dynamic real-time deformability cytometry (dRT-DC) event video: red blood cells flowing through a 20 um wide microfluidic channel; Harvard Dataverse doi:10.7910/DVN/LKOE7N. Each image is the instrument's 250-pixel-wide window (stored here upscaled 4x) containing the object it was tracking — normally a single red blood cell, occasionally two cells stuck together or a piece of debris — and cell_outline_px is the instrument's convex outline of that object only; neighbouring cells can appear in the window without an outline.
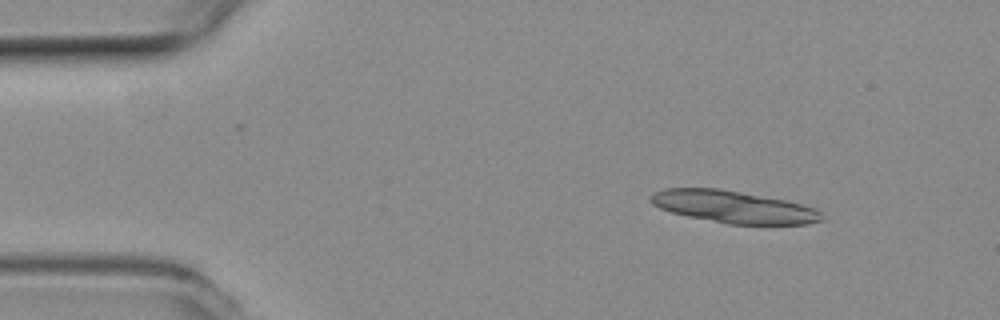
{"species": "common noctule bat (a hibernating species)", "species_latin": "Nyctalus noctula", "temperature_condition": "room temperature", "stored_images_in_passage": 9, "segment_of_instrument_passage": [1, 2], "camera_frame_rate_fps": 3000, "um_per_image_px": 0.085, "animal": {"sex": "female", "body_mass_g": 19.3, "forearm_length_mm": 54.1}, "frame": {"image": 1, "passage_image": 1, "time_ms": 0.0, "image_size_px": [1000, 320], "cell_outline_px": [[824, 220], [808, 224], [728, 224], [688, 216], [672, 212], [660, 208], [652, 204], [648, 200], [656, 192], [664, 188], [720, 188], [784, 200], [800, 204], [812, 208], [820, 212]], "centroid_in_image_um": [62.32, 17.58], "position_along_channel_um": 22.7, "area_um2": 31.73}}